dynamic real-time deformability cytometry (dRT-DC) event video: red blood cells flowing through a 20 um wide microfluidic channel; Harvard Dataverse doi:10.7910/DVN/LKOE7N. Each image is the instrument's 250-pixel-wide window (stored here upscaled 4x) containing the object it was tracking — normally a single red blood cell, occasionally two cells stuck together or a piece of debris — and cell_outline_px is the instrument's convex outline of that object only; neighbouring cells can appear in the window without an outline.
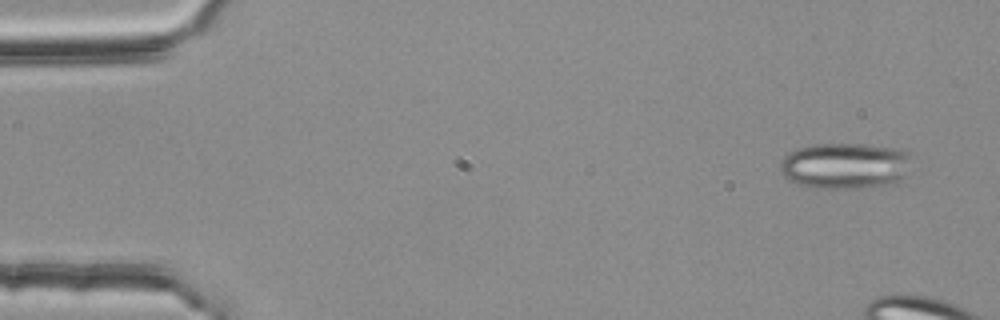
{"species": "common noctule bat (a hibernating species)", "species_latin": "Nyctalus noctula", "temperature_condition": "room temperature", "stored_images_in_passage": 9, "camera_frame_rate_fps": 3000, "um_per_image_px": 0.085, "animal": {"sex": "female", "body_mass_g": 25.1}, "frame": {"image": 1, "passage_image": 1, "time_ms": 0.0, "image_size_px": [1000, 320], "cell_outline_px": [[908, 156], [900, 176], [896, 184], [860, 188], [816, 188], [800, 184], [788, 180], [780, 172], [780, 160], [784, 156], [796, 148], [812, 144], [860, 144], [900, 148], [908, 152]], "centroid_in_image_um": [71.73, 14.08], "position_along_channel_um": 13.3, "area_um2": 34.97}}